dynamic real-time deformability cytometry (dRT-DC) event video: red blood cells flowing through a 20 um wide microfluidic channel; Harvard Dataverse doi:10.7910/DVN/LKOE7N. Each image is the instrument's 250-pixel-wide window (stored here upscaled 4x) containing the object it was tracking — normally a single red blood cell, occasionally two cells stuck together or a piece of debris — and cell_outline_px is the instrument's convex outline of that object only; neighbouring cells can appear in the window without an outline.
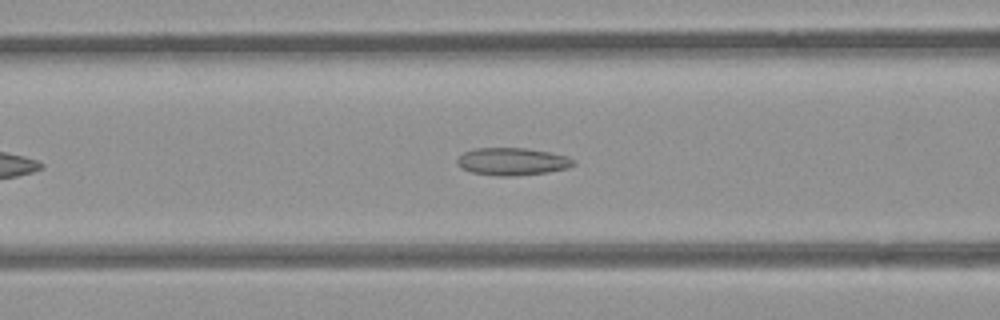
{"species": "common noctule bat (a hibernating species)", "species_latin": "Nyctalus noctula", "temperature_condition": "room temperature", "stored_images_in_passage": 27, "camera_frame_rate_fps": 3000, "um_per_image_px": 0.085, "animal": {"sex": "female", "body_mass_g": 21.9}, "frame": {"image": 1, "passage_image": 11, "time_ms": 3.333, "image_size_px": [1000, 320], "cell_outline_px": [[576, 164], [568, 168], [548, 172], [516, 176], [496, 176], [472, 172], [460, 168], [456, 164], [456, 160], [464, 152], [476, 148], [524, 148], [548, 152], [568, 156], [576, 160]], "centroid_in_image_um": [43.55, 13.74], "position_along_channel_um": 123.0, "area_um2": 18.79}}
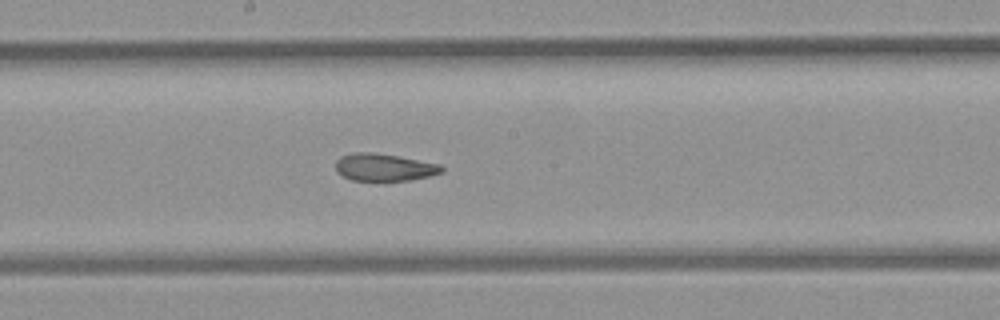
{"frame": {"image": 2, "passage_image": 18, "time_ms": 5.667, "image_size_px": [1000, 320], "cell_outline_px": [[444, 172], [412, 180], [352, 180], [336, 172], [336, 160], [340, 156], [352, 152], [372, 152], [396, 156], [440, 164], [444, 168]], "centroid_in_image_um": [32.64, 14.21], "position_along_channel_um": 215.6, "area_um2": 16.82}}
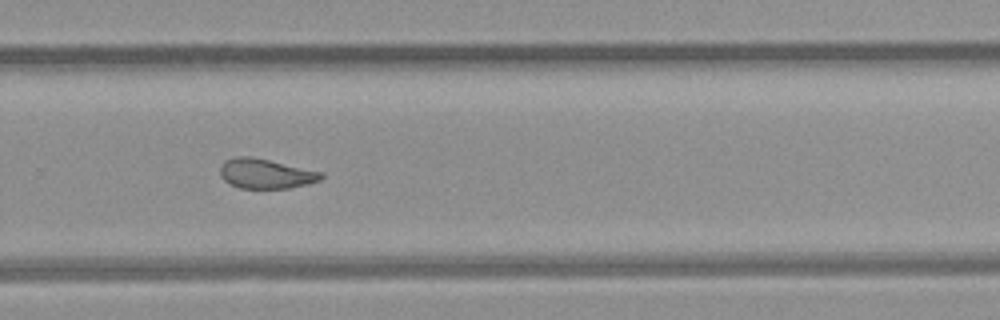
{"frame": {"image": 3, "passage_image": 25, "time_ms": 8.0, "image_size_px": [1000, 320], "cell_outline_px": [[324, 176], [320, 180], [308, 184], [288, 188], [240, 188], [224, 180], [220, 176], [220, 164], [224, 160], [236, 156], [248, 156], [268, 160], [324, 172]], "centroid_in_image_um": [22.58, 14.75], "position_along_channel_um": 307.2, "area_um2": 17.51}}